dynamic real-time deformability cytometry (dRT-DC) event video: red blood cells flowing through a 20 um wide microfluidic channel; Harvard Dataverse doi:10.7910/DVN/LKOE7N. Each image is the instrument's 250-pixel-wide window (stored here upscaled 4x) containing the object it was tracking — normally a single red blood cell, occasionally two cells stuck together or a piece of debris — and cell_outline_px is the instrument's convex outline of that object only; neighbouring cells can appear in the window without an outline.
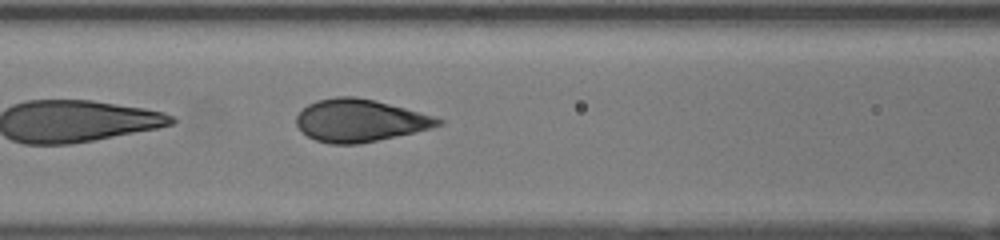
{"species": "human", "species_latin": "Homo sapiens", "temperature_condition": "room temperature", "stored_images_in_passage": 29, "camera_frame_rate_fps": 3000, "um_per_image_px": 0.085, "donor": {"sex": "female"}, "frame": {"image": 1, "passage_image": 21, "time_ms": 6.667, "image_size_px": [1000, 240], "cell_outline_px": [[444, 124], [412, 132], [376, 140], [356, 144], [328, 144], [316, 140], [308, 136], [296, 124], [296, 116], [308, 104], [316, 100], [336, 96], [356, 96], [376, 100], [436, 116], [444, 120]], "centroid_in_image_um": [30.58, 10.22], "position_along_channel_um": 136.0, "area_um2": 34.91}}
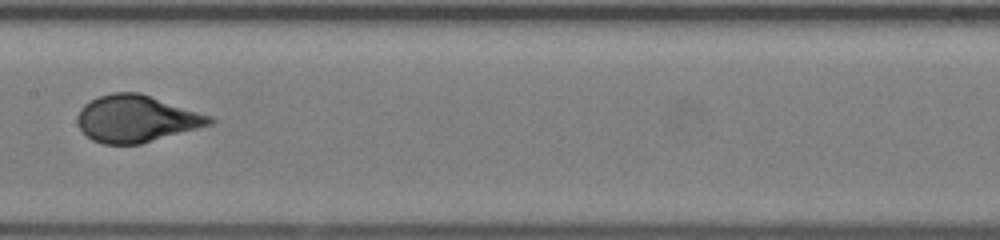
{"frame": {"image": 2, "passage_image": 25, "time_ms": 8.0, "image_size_px": [1000, 240], "cell_outline_px": [[216, 120], [212, 124], [140, 144], [104, 144], [92, 140], [80, 128], [76, 120], [76, 116], [80, 108], [84, 104], [100, 96], [112, 92], [140, 92], [212, 116]], "centroid_in_image_um": [11.58, 10.08], "position_along_channel_um": 195.8, "area_um2": 36.07}}